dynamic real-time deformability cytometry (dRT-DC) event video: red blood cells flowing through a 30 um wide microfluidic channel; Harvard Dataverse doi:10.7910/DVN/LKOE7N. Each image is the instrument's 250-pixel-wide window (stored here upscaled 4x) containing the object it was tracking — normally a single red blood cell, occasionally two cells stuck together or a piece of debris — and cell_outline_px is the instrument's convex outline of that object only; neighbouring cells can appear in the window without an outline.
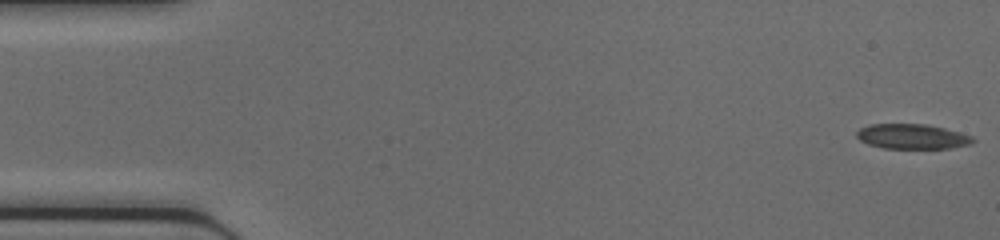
{"species": "common noctule bat (a hibernating species)", "species_latin": "Nyctalus noctula", "temperature_condition": "cold", "stored_images_in_passage": 45, "camera_frame_rate_fps": 3000, "um_per_image_px": 0.085, "animal": {"sex": "female", "body_mass_g": 17.0, "forearm_length_mm": 48.0}, "frame": {"image": 1, "passage_image": 1, "time_ms": 0.0, "image_size_px": [1000, 240], "cell_outline_px": [[976, 140], [972, 144], [952, 148], [884, 148], [868, 144], [860, 140], [856, 136], [856, 132], [860, 128], [868, 124], [928, 124], [960, 132], [972, 136]], "centroid_in_image_um": [77.55, 11.6], "position_along_channel_um": 7.4, "area_um2": 16.99}}
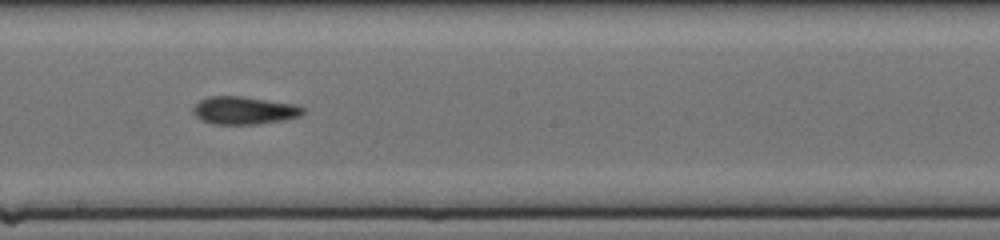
{"frame": {"image": 2, "passage_image": 25, "time_ms": 8.0, "image_size_px": [1000, 240], "cell_outline_px": [[304, 112], [300, 116], [284, 120], [256, 124], [212, 124], [200, 120], [192, 112], [192, 108], [200, 100], [208, 96], [244, 96], [296, 104], [304, 108]], "centroid_in_image_um": [20.74, 9.38], "position_along_channel_um": 227.5, "area_um2": 17.98}}
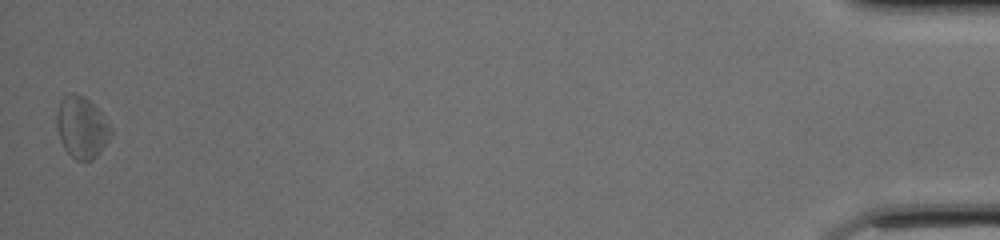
{"frame": {"image": 3, "passage_image": 45, "time_ms": 14.667, "image_size_px": [1000, 240], "cell_outline_px": [[112, 132], [108, 140], [100, 152], [92, 160], [76, 160], [64, 148], [60, 140], [56, 128], [56, 116], [60, 100], [64, 96], [72, 92], [76, 92], [84, 96], [100, 112], [112, 128]], "centroid_in_image_um": [6.92, 10.81], "position_along_channel_um": 428.3, "area_um2": 19.36}}